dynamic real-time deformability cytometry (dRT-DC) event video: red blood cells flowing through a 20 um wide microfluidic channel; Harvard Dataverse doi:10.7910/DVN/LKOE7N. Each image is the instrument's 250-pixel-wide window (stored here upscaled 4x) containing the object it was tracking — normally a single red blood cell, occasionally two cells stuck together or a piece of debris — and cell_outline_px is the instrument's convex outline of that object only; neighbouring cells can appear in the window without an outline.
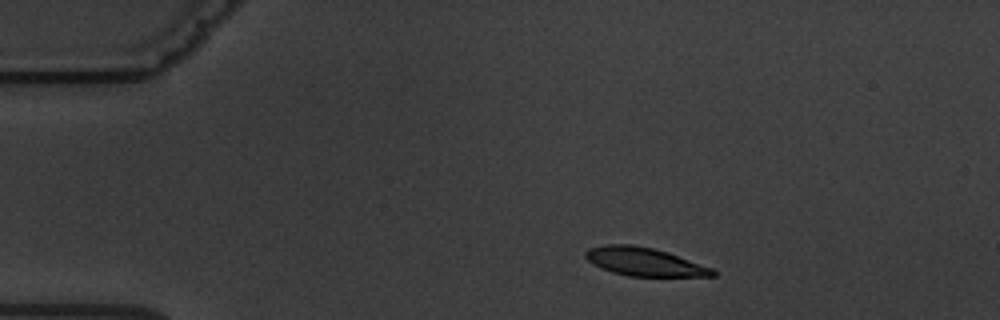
{"species": "common noctule bat (a hibernating species)", "species_latin": "Nyctalus noctula", "temperature_condition": "warm", "stored_images_in_passage": 4, "camera_frame_rate_fps": 3000, "um_per_image_px": 0.085, "animal": {"sex": "male", "body_mass_g": 19.5, "forearm_length_mm": 54.6}, "frame": {"image": 1, "passage_image": 2, "time_ms": 1.0, "image_size_px": [1000, 320], "cell_outline_px": [[716, 276], [628, 276], [612, 272], [600, 268], [592, 264], [584, 256], [584, 252], [588, 248], [604, 244], [632, 244], [652, 248], [668, 252], [712, 268], [716, 272]], "centroid_in_image_um": [54.72, 22.24], "position_along_channel_um": 30.3, "area_um2": 21.04}}